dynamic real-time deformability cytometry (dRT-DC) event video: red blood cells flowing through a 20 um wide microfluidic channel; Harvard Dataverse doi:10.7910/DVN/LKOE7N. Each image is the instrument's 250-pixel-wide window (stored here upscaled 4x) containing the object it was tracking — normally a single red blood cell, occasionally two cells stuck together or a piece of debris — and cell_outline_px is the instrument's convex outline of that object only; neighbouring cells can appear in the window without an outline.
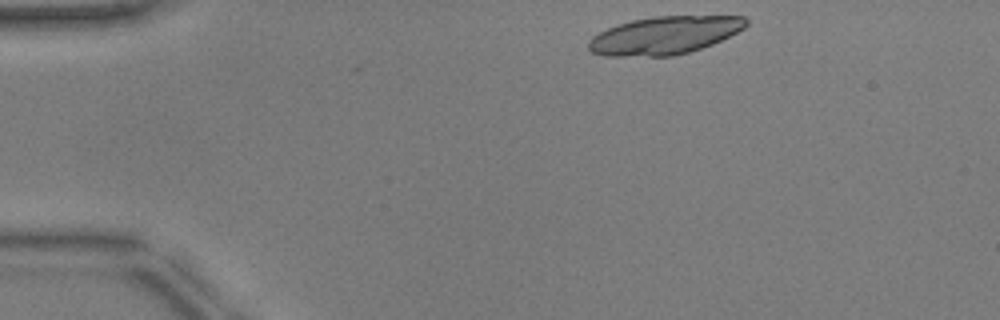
{"species": "common noctule bat (a hibernating species)", "species_latin": "Nyctalus noctula", "temperature_condition": "warm", "stored_images_in_passage": 43, "camera_frame_rate_fps": 3000, "um_per_image_px": 0.085, "animal": {"sex": "male", "body_mass_g": 17.9, "forearm_length_mm": 54.2}, "frame": {"image": 1, "passage_image": 1, "time_ms": 0.0, "image_size_px": [1000, 320], "cell_outline_px": [[748, 24], [744, 28], [712, 44], [688, 52], [672, 56], [604, 56], [592, 52], [588, 48], [588, 40], [592, 36], [608, 28], [632, 20], [656, 16], [744, 16], [748, 20]], "centroid_in_image_um": [56.46, 3.0], "position_along_channel_um": 28.5, "area_um2": 34.51}}